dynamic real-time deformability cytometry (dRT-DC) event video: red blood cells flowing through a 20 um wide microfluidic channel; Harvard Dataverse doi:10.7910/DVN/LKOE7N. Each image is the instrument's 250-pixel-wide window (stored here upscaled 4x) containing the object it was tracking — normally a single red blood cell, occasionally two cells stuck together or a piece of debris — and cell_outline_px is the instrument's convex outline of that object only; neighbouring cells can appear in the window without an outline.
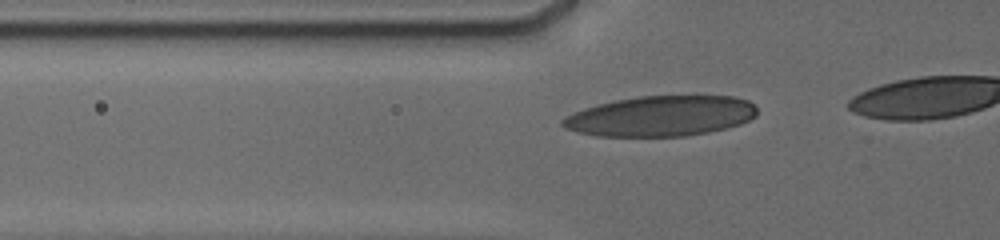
{"species": "human", "species_latin": "Homo sapiens", "temperature_condition": "cold", "stored_images_in_passage": 23, "camera_frame_rate_fps": 3000, "um_per_image_px": 0.085, "donor": {"sex": "male"}, "frame": {"image": 1, "passage_image": 4, "time_ms": 0.667, "image_size_px": [1000, 240], "cell_outline_px": [[756, 116], [740, 124], [708, 132], [684, 136], [596, 136], [564, 128], [560, 124], [560, 120], [584, 108], [616, 100], [640, 96], [732, 96], [748, 100], [756, 108]], "centroid_in_image_um": [56.17, 9.86], "position_along_channel_um": 69.6, "area_um2": 45.37}}
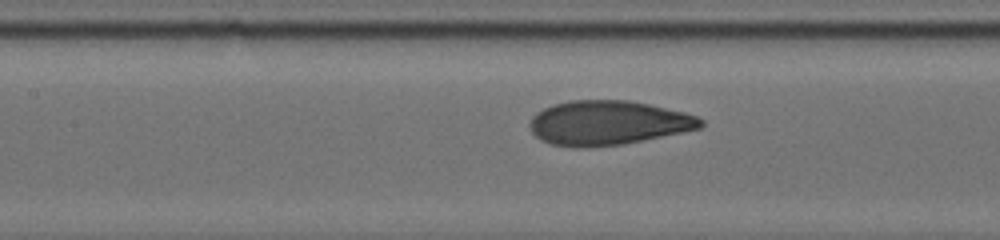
{"frame": {"image": 2, "passage_image": 14, "time_ms": 3.0, "image_size_px": [1000, 240], "cell_outline_px": [[704, 124], [700, 128], [620, 144], [576, 148], [572, 148], [552, 144], [540, 140], [528, 128], [528, 124], [532, 116], [536, 112], [552, 104], [568, 100], [628, 100], [648, 104], [684, 112], [696, 116], [704, 120]], "centroid_in_image_um": [51.6, 10.43], "position_along_channel_um": 155.8, "area_um2": 44.04}}
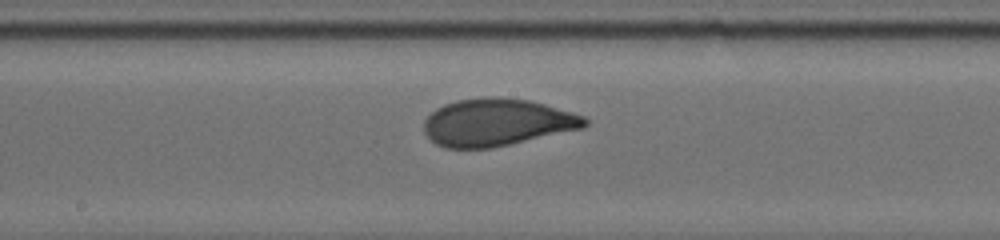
{"frame": {"image": 3, "passage_image": 20, "time_ms": 4.333, "image_size_px": [1000, 240], "cell_outline_px": [[588, 124], [584, 128], [508, 144], [488, 148], [448, 148], [436, 144], [424, 132], [424, 120], [436, 108], [444, 104], [456, 100], [484, 96], [500, 96], [528, 100], [544, 104], [572, 112], [584, 116], [588, 120]], "centroid_in_image_um": [42.23, 10.38], "position_along_channel_um": 206.0, "area_um2": 44.27}}